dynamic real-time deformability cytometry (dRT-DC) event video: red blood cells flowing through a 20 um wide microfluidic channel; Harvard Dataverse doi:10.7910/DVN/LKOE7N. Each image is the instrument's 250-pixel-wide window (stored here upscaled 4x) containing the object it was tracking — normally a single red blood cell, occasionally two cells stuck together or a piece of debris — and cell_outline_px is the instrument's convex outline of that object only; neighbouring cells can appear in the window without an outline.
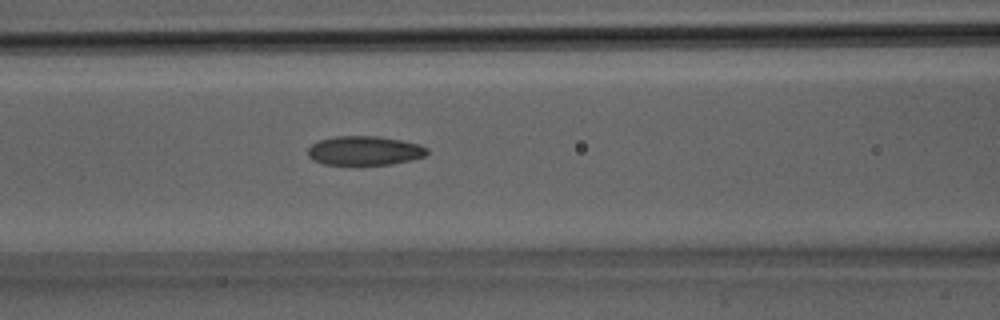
{"species": "Egyptian fruit bat (a non-hibernating species)", "species_latin": "Rousettus aegyptiacus", "temperature_condition": "room temperature", "stored_images_in_passage": 25, "camera_frame_rate_fps": 3000, "um_per_image_px": 0.085, "animal": {"sex": "male"}, "frame": {"image": 1, "passage_image": 7, "time_ms": 2.0, "image_size_px": [1000, 320], "cell_outline_px": [[428, 152], [424, 156], [412, 160], [392, 164], [324, 164], [312, 160], [308, 156], [308, 148], [312, 144], [320, 140], [336, 136], [380, 136], [420, 144], [428, 148]], "centroid_in_image_um": [31.0, 12.8], "position_along_channel_um": 135.6, "area_um2": 20.23}}
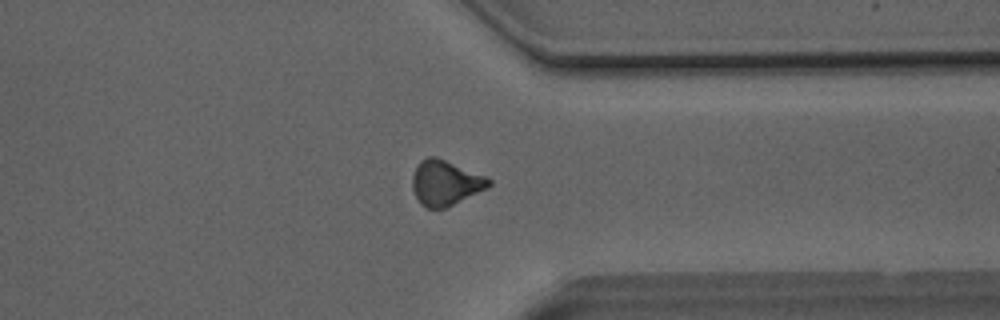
{"frame": {"image": 2, "passage_image": 18, "time_ms": 5.667, "image_size_px": [1000, 320], "cell_outline_px": [[492, 184], [488, 188], [448, 208], [424, 208], [420, 204], [412, 188], [412, 176], [416, 164], [420, 160], [428, 156], [436, 156], [488, 176], [492, 180]], "centroid_in_image_um": [37.88, 15.54], "position_along_channel_um": 373.5, "area_um2": 20.69}}
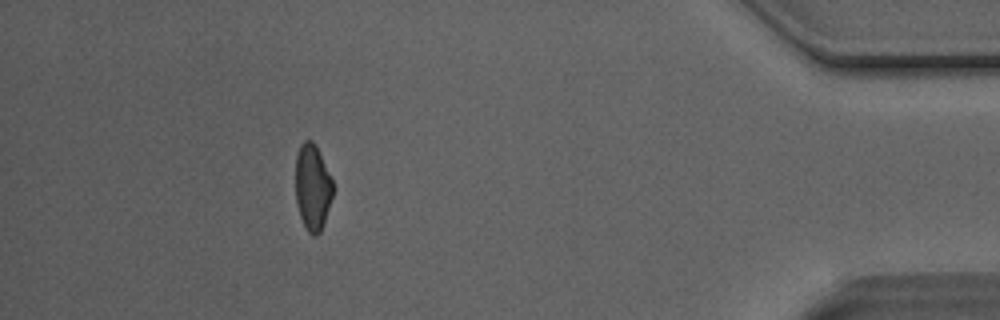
{"frame": {"image": 3, "passage_image": 22, "time_ms": 7.0, "image_size_px": [1000, 320], "cell_outline_px": [[336, 188], [320, 232], [316, 236], [312, 236], [308, 232], [300, 216], [296, 204], [296, 156], [300, 144], [304, 140], [312, 140]], "centroid_in_image_um": [26.57, 15.94], "position_along_channel_um": 408.6, "area_um2": 18.67}}